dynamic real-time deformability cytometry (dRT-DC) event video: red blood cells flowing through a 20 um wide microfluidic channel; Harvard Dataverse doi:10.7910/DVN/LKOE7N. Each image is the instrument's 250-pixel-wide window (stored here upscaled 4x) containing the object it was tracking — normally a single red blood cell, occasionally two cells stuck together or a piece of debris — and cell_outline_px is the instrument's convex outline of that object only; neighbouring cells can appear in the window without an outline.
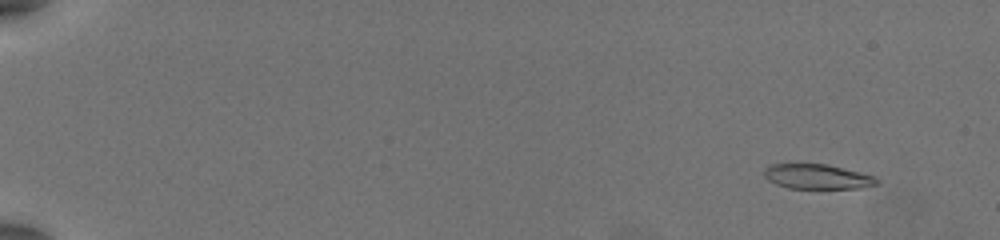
{"species": "common noctule bat (a hibernating species)", "species_latin": "Nyctalus noctula", "temperature_condition": "warm", "stored_images_in_passage": 51, "camera_frame_rate_fps": 3000, "um_per_image_px": 0.085, "animal": {"sex": "female", "body_mass_g": 19.5, "forearm_length_mm": 54.1}, "frame": {"image": 1, "passage_image": 3, "time_ms": 0.667, "image_size_px": [1000, 240], "cell_outline_px": [[880, 180], [876, 184], [860, 188], [788, 188], [776, 184], [768, 180], [764, 176], [764, 168], [772, 164], [828, 164], [876, 176]], "centroid_in_image_um": [69.48, 15.01], "position_along_channel_um": 15.5, "area_um2": 16.3}}
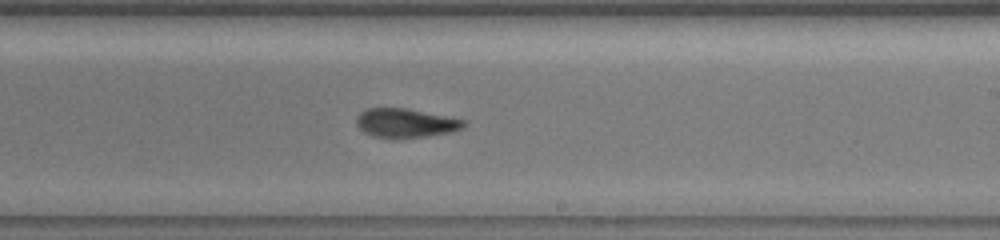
{"frame": {"image": 2, "passage_image": 33, "time_ms": 10.667, "image_size_px": [1000, 240], "cell_outline_px": [[464, 128], [448, 132], [428, 136], [392, 140], [372, 136], [364, 132], [356, 124], [356, 116], [360, 112], [368, 108], [404, 108], [464, 120]], "centroid_in_image_um": [34.4, 10.48], "position_along_channel_um": 254.6, "area_um2": 18.21}}
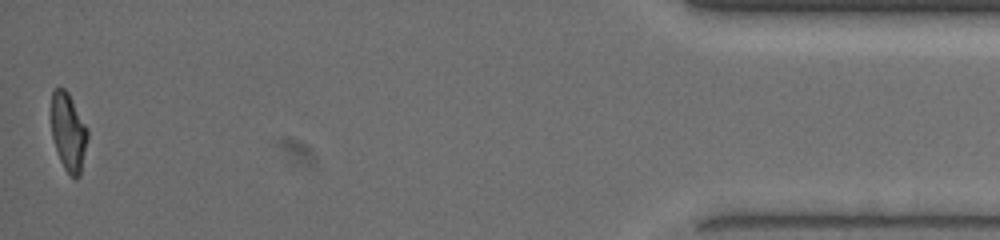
{"frame": {"image": 3, "passage_image": 51, "time_ms": 16.667, "image_size_px": [1000, 240], "cell_outline_px": [[88, 136], [80, 176], [72, 176], [64, 168], [60, 160], [52, 136], [52, 92], [56, 88], [64, 88], [68, 92], [88, 128]], "centroid_in_image_um": [5.83, 11.2], "position_along_channel_um": 429.4, "area_um2": 16.24}, "authors_computed_cell_mechanics": {"area_um2": 17.6868, "velocity_mm_per_s": 3.9406, "shape_relaxation_time_tau1_ms": 4.742, "shape_relaxation_time_tau2_ms": 4.0151, "deformation_change_tau1": 0.1999, "deformation_change_tau2": 0.1299}}